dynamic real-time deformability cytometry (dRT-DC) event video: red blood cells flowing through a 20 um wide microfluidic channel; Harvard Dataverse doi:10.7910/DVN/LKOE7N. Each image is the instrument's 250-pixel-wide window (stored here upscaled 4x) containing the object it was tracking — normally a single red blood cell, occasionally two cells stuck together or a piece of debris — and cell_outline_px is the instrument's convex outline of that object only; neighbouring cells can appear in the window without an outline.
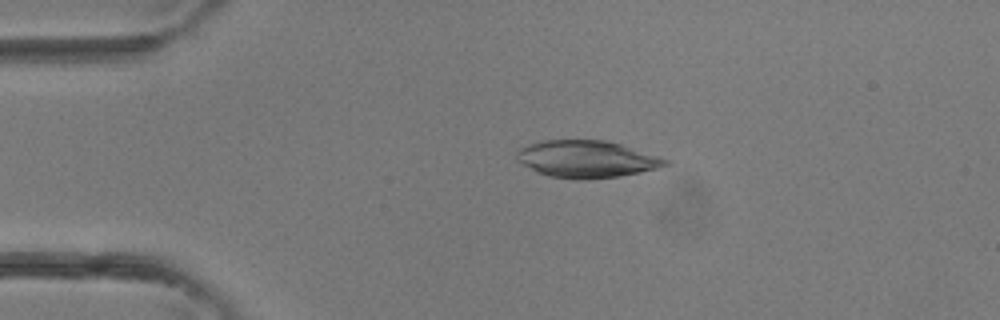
{"species": "common noctule bat (a hibernating species)", "species_latin": "Nyctalus noctula", "temperature_condition": "room temperature", "stored_images_in_passage": 3, "camera_frame_rate_fps": 3000, "um_per_image_px": 0.085, "animal": {"sex": "female"}, "frame": {"image": 1, "passage_image": 2, "time_ms": 0.333, "image_size_px": [1000, 320], "cell_outline_px": [[672, 164], [640, 172], [620, 176], [588, 180], [576, 180], [548, 176], [536, 172], [516, 160], [516, 152], [520, 148], [528, 144], [544, 140], [604, 140], [620, 144], [660, 156], [672, 160]], "centroid_in_image_um": [49.87, 13.53], "position_along_channel_um": 35.1, "area_um2": 32.48}}
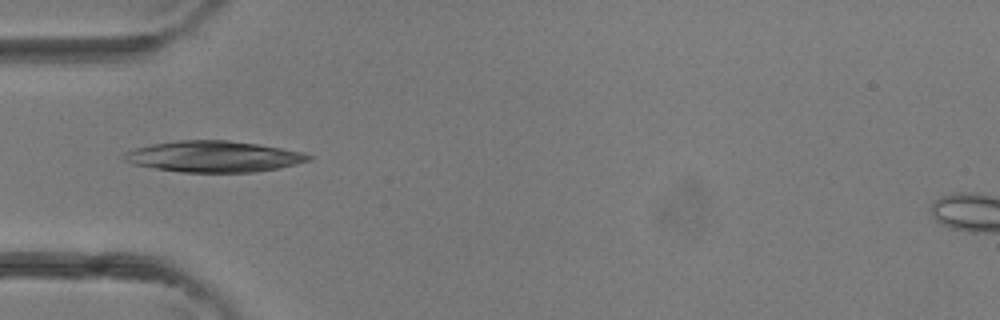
{"frame": {"image": 2, "passage_image": 3, "time_ms": 0.667, "image_size_px": [1000, 320], "cell_outline_px": [[312, 160], [280, 168], [256, 172], [180, 172], [132, 164], [124, 160], [120, 156], [124, 152], [136, 148], [152, 144], [176, 140], [228, 140], [256, 144], [304, 152], [312, 156]], "centroid_in_image_um": [18.15, 13.3], "position_along_channel_um": 66.8, "area_um2": 33.52}}